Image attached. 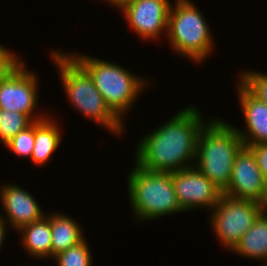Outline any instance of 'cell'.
Wrapping results in <instances>:
<instances>
[{
    "instance_id": "6da1fadb",
    "label": "cell",
    "mask_w": 267,
    "mask_h": 266,
    "mask_svg": "<svg viewBox=\"0 0 267 266\" xmlns=\"http://www.w3.org/2000/svg\"><path fill=\"white\" fill-rule=\"evenodd\" d=\"M196 105H189L172 118L141 136L135 147V164L154 172H175L193 167L197 141L206 120Z\"/></svg>"
},
{
    "instance_id": "7a4b0ae2",
    "label": "cell",
    "mask_w": 267,
    "mask_h": 266,
    "mask_svg": "<svg viewBox=\"0 0 267 266\" xmlns=\"http://www.w3.org/2000/svg\"><path fill=\"white\" fill-rule=\"evenodd\" d=\"M67 53L62 49L52 50L49 57L57 67L61 84L71 106L90 121H94L95 124L113 133L114 136L124 134L126 124H123L106 106L103 96L88 72L69 52Z\"/></svg>"
},
{
    "instance_id": "3957f363",
    "label": "cell",
    "mask_w": 267,
    "mask_h": 266,
    "mask_svg": "<svg viewBox=\"0 0 267 266\" xmlns=\"http://www.w3.org/2000/svg\"><path fill=\"white\" fill-rule=\"evenodd\" d=\"M69 54L88 72L106 106L125 124L124 118L137 98H140V94L150 86L149 80L109 60L95 58L83 52Z\"/></svg>"
},
{
    "instance_id": "277c9868",
    "label": "cell",
    "mask_w": 267,
    "mask_h": 266,
    "mask_svg": "<svg viewBox=\"0 0 267 266\" xmlns=\"http://www.w3.org/2000/svg\"><path fill=\"white\" fill-rule=\"evenodd\" d=\"M217 118L211 117L199 133L194 166L223 192L244 144L234 125Z\"/></svg>"
},
{
    "instance_id": "5b68a950",
    "label": "cell",
    "mask_w": 267,
    "mask_h": 266,
    "mask_svg": "<svg viewBox=\"0 0 267 266\" xmlns=\"http://www.w3.org/2000/svg\"><path fill=\"white\" fill-rule=\"evenodd\" d=\"M126 175L134 221L148 222L184 212L174 191L172 172L148 171L134 163Z\"/></svg>"
},
{
    "instance_id": "8992f818",
    "label": "cell",
    "mask_w": 267,
    "mask_h": 266,
    "mask_svg": "<svg viewBox=\"0 0 267 266\" xmlns=\"http://www.w3.org/2000/svg\"><path fill=\"white\" fill-rule=\"evenodd\" d=\"M168 18L167 40L175 54L203 63L211 56L213 46L212 31L204 14L191 0H175ZM203 14V15H202Z\"/></svg>"
},
{
    "instance_id": "52a82bcc",
    "label": "cell",
    "mask_w": 267,
    "mask_h": 266,
    "mask_svg": "<svg viewBox=\"0 0 267 266\" xmlns=\"http://www.w3.org/2000/svg\"><path fill=\"white\" fill-rule=\"evenodd\" d=\"M264 209V205L259 202L222 194L208 215L210 228L217 236L220 246L223 245L222 248L231 252Z\"/></svg>"
},
{
    "instance_id": "ba28073f",
    "label": "cell",
    "mask_w": 267,
    "mask_h": 266,
    "mask_svg": "<svg viewBox=\"0 0 267 266\" xmlns=\"http://www.w3.org/2000/svg\"><path fill=\"white\" fill-rule=\"evenodd\" d=\"M26 63L23 60L0 82V108L26 114L32 121L42 120L49 113L35 111L39 104V78Z\"/></svg>"
},
{
    "instance_id": "9c48e42d",
    "label": "cell",
    "mask_w": 267,
    "mask_h": 266,
    "mask_svg": "<svg viewBox=\"0 0 267 266\" xmlns=\"http://www.w3.org/2000/svg\"><path fill=\"white\" fill-rule=\"evenodd\" d=\"M172 183L184 213L197 208L211 211L222 195V191L195 166L172 172Z\"/></svg>"
},
{
    "instance_id": "30bf717a",
    "label": "cell",
    "mask_w": 267,
    "mask_h": 266,
    "mask_svg": "<svg viewBox=\"0 0 267 266\" xmlns=\"http://www.w3.org/2000/svg\"><path fill=\"white\" fill-rule=\"evenodd\" d=\"M222 194L235 198L252 200L264 205L267 196V182L264 180L252 151L243 146L234 159L229 185Z\"/></svg>"
},
{
    "instance_id": "8fae6325",
    "label": "cell",
    "mask_w": 267,
    "mask_h": 266,
    "mask_svg": "<svg viewBox=\"0 0 267 266\" xmlns=\"http://www.w3.org/2000/svg\"><path fill=\"white\" fill-rule=\"evenodd\" d=\"M172 3L169 0H136L121 12L133 32L143 41L167 36L168 18Z\"/></svg>"
},
{
    "instance_id": "7c38bea8",
    "label": "cell",
    "mask_w": 267,
    "mask_h": 266,
    "mask_svg": "<svg viewBox=\"0 0 267 266\" xmlns=\"http://www.w3.org/2000/svg\"><path fill=\"white\" fill-rule=\"evenodd\" d=\"M0 202L10 229L18 231L21 227L42 219L46 214L33 195L16 183H5L0 187Z\"/></svg>"
},
{
    "instance_id": "4fadbf2b",
    "label": "cell",
    "mask_w": 267,
    "mask_h": 266,
    "mask_svg": "<svg viewBox=\"0 0 267 266\" xmlns=\"http://www.w3.org/2000/svg\"><path fill=\"white\" fill-rule=\"evenodd\" d=\"M238 103L246 127H235L244 146L267 143V105L255 97L239 80L236 84ZM246 129V130H245Z\"/></svg>"
},
{
    "instance_id": "5bb4252c",
    "label": "cell",
    "mask_w": 267,
    "mask_h": 266,
    "mask_svg": "<svg viewBox=\"0 0 267 266\" xmlns=\"http://www.w3.org/2000/svg\"><path fill=\"white\" fill-rule=\"evenodd\" d=\"M55 119L48 115L34 121V147L30 161L36 166L48 164L62 143L61 125Z\"/></svg>"
},
{
    "instance_id": "9a60e30c",
    "label": "cell",
    "mask_w": 267,
    "mask_h": 266,
    "mask_svg": "<svg viewBox=\"0 0 267 266\" xmlns=\"http://www.w3.org/2000/svg\"><path fill=\"white\" fill-rule=\"evenodd\" d=\"M46 215L16 231L21 234L20 243L24 251L33 259L52 258L51 214Z\"/></svg>"
},
{
    "instance_id": "2e32d148",
    "label": "cell",
    "mask_w": 267,
    "mask_h": 266,
    "mask_svg": "<svg viewBox=\"0 0 267 266\" xmlns=\"http://www.w3.org/2000/svg\"><path fill=\"white\" fill-rule=\"evenodd\" d=\"M230 253L267 264V210L264 209L255 219L253 226L241 236Z\"/></svg>"
},
{
    "instance_id": "e0dca14e",
    "label": "cell",
    "mask_w": 267,
    "mask_h": 266,
    "mask_svg": "<svg viewBox=\"0 0 267 266\" xmlns=\"http://www.w3.org/2000/svg\"><path fill=\"white\" fill-rule=\"evenodd\" d=\"M79 223L64 212L51 213L52 258L85 239L83 226Z\"/></svg>"
},
{
    "instance_id": "ac0fdd59",
    "label": "cell",
    "mask_w": 267,
    "mask_h": 266,
    "mask_svg": "<svg viewBox=\"0 0 267 266\" xmlns=\"http://www.w3.org/2000/svg\"><path fill=\"white\" fill-rule=\"evenodd\" d=\"M32 122L26 114L0 108V143L4 146Z\"/></svg>"
},
{
    "instance_id": "d6986e66",
    "label": "cell",
    "mask_w": 267,
    "mask_h": 266,
    "mask_svg": "<svg viewBox=\"0 0 267 266\" xmlns=\"http://www.w3.org/2000/svg\"><path fill=\"white\" fill-rule=\"evenodd\" d=\"M87 239L81 241L76 246L60 252L53 259L57 266H93V255Z\"/></svg>"
},
{
    "instance_id": "ffe728a7",
    "label": "cell",
    "mask_w": 267,
    "mask_h": 266,
    "mask_svg": "<svg viewBox=\"0 0 267 266\" xmlns=\"http://www.w3.org/2000/svg\"><path fill=\"white\" fill-rule=\"evenodd\" d=\"M3 147L17 157L31 159L34 147V121L10 139Z\"/></svg>"
},
{
    "instance_id": "44dd1931",
    "label": "cell",
    "mask_w": 267,
    "mask_h": 266,
    "mask_svg": "<svg viewBox=\"0 0 267 266\" xmlns=\"http://www.w3.org/2000/svg\"><path fill=\"white\" fill-rule=\"evenodd\" d=\"M240 74V75H239ZM238 74L239 81L261 102L267 105V72L243 70Z\"/></svg>"
},
{
    "instance_id": "7402d4cb",
    "label": "cell",
    "mask_w": 267,
    "mask_h": 266,
    "mask_svg": "<svg viewBox=\"0 0 267 266\" xmlns=\"http://www.w3.org/2000/svg\"><path fill=\"white\" fill-rule=\"evenodd\" d=\"M22 61V57L20 58L16 52H12L11 49L0 44V82Z\"/></svg>"
},
{
    "instance_id": "603a6c76",
    "label": "cell",
    "mask_w": 267,
    "mask_h": 266,
    "mask_svg": "<svg viewBox=\"0 0 267 266\" xmlns=\"http://www.w3.org/2000/svg\"><path fill=\"white\" fill-rule=\"evenodd\" d=\"M248 147L256 158L257 165L262 172L264 180L267 182V143L255 144Z\"/></svg>"
},
{
    "instance_id": "cb8c5ba5",
    "label": "cell",
    "mask_w": 267,
    "mask_h": 266,
    "mask_svg": "<svg viewBox=\"0 0 267 266\" xmlns=\"http://www.w3.org/2000/svg\"><path fill=\"white\" fill-rule=\"evenodd\" d=\"M103 1L108 2V5L110 4V6L112 5V7L116 6L115 8H117V10L119 9L120 11H122L126 6L130 5L136 0H103Z\"/></svg>"
},
{
    "instance_id": "d4e9b609",
    "label": "cell",
    "mask_w": 267,
    "mask_h": 266,
    "mask_svg": "<svg viewBox=\"0 0 267 266\" xmlns=\"http://www.w3.org/2000/svg\"><path fill=\"white\" fill-rule=\"evenodd\" d=\"M9 227L8 223L2 218V215H0V250L2 249L3 243H5V238L8 234H6L7 232V228Z\"/></svg>"
},
{
    "instance_id": "484cf974",
    "label": "cell",
    "mask_w": 267,
    "mask_h": 266,
    "mask_svg": "<svg viewBox=\"0 0 267 266\" xmlns=\"http://www.w3.org/2000/svg\"><path fill=\"white\" fill-rule=\"evenodd\" d=\"M264 208L267 210V196H266V201L264 203Z\"/></svg>"
}]
</instances>
